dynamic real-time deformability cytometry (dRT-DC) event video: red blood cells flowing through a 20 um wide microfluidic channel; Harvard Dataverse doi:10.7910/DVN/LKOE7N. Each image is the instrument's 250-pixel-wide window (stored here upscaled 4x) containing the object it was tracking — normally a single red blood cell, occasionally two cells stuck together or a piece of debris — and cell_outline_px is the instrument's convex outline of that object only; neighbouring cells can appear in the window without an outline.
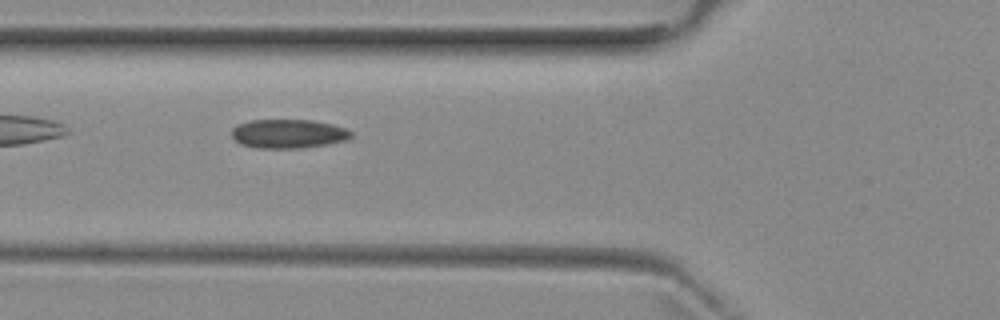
{"species": "common noctule bat (a hibernating species)", "species_latin": "Nyctalus noctula", "temperature_condition": "room temperature", "stored_images_in_passage": 6, "camera_frame_rate_fps": 3000, "um_per_image_px": 0.085, "animal": {"sex": "female", "body_mass_g": 29.2, "forearm_length_mm": 56.3}, "frame": {"image": 1, "passage_image": 5, "time_ms": 6.0, "image_size_px": [1000, 320], "cell_outline_px": [[352, 136], [344, 140], [324, 144], [300, 148], [256, 148], [240, 144], [232, 136], [232, 128], [236, 124], [252, 120], [312, 120], [332, 124], [348, 128], [352, 132]], "centroid_in_image_um": [24.48, 11.36], "position_along_channel_um": 101.3, "area_um2": 20.11}}
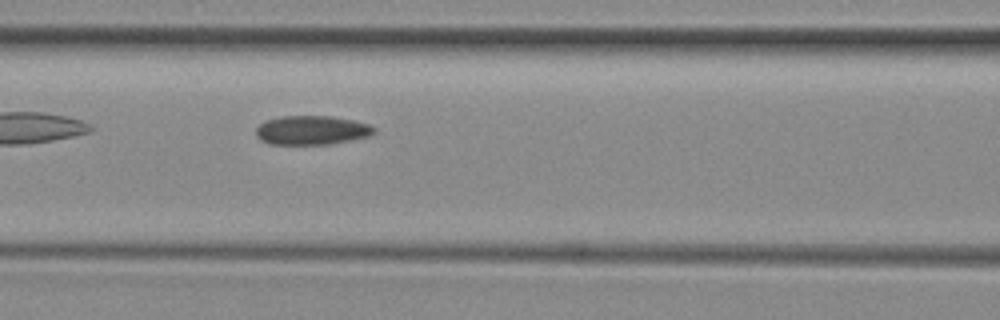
{"frame": {"image": 2, "passage_image": 6, "time_ms": 7.0, "image_size_px": [1000, 320], "cell_outline_px": [[376, 132], [368, 136], [328, 144], [272, 144], [260, 140], [256, 136], [256, 128], [264, 120], [284, 116], [332, 116], [352, 120], [368, 124], [376, 128]], "centroid_in_image_um": [26.47, 11.06], "position_along_channel_um": 140.1, "area_um2": 19.88}}